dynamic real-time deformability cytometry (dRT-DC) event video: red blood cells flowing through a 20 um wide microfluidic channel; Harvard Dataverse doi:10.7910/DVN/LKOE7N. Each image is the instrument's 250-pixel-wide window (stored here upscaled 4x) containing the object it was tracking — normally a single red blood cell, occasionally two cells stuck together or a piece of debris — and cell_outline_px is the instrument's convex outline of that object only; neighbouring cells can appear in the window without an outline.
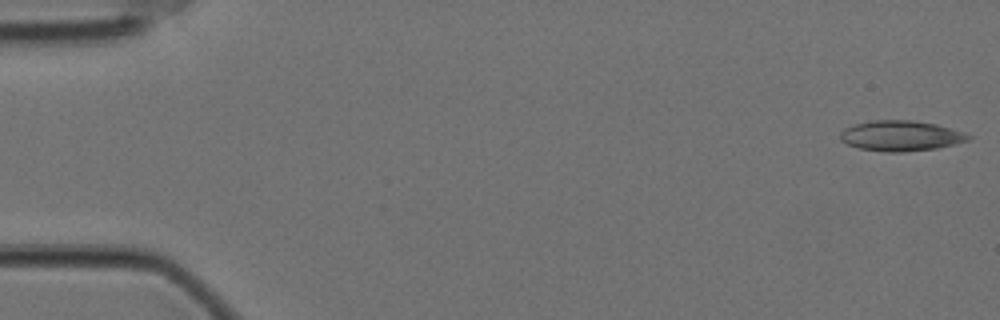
{"species": "Egyptian fruit bat (a non-hibernating species)", "species_latin": "Rousettus aegyptiacus", "temperature_condition": "cold", "stored_images_in_passage": 57, "camera_frame_rate_fps": 3000, "um_per_image_px": 0.085, "animal": {"sex": "female"}, "frame": {"image": 1, "passage_image": 1, "time_ms": 0.0, "image_size_px": [1000, 320], "cell_outline_px": [[972, 140], [936, 148], [900, 152], [884, 152], [860, 148], [848, 144], [840, 140], [840, 132], [844, 128], [856, 124], [872, 120], [912, 120], [936, 124], [964, 132], [972, 136]], "centroid_in_image_um": [76.58, 11.54], "position_along_channel_um": 8.4, "area_um2": 22.66}}
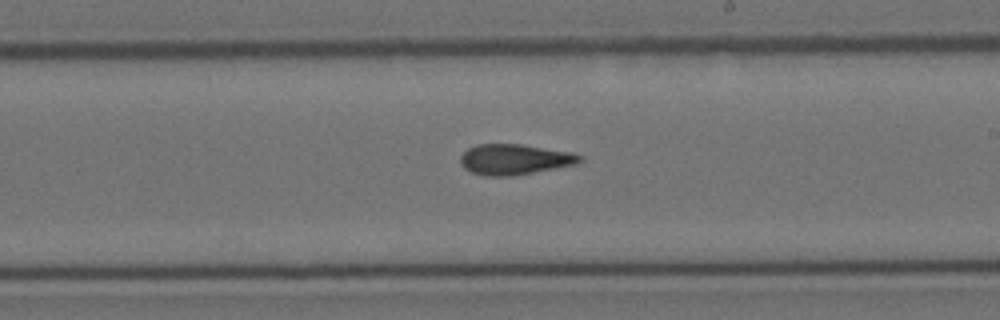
{"frame": {"image": 2, "passage_image": 33, "time_ms": 10.667, "image_size_px": [1000, 320], "cell_outline_px": [[584, 160], [576, 164], [512, 176], [484, 176], [472, 172], [464, 168], [460, 164], [460, 156], [468, 148], [476, 144], [520, 144], [572, 152], [584, 156]], "centroid_in_image_um": [43.74, 13.54], "position_along_channel_um": 245.3, "area_um2": 21.33}}
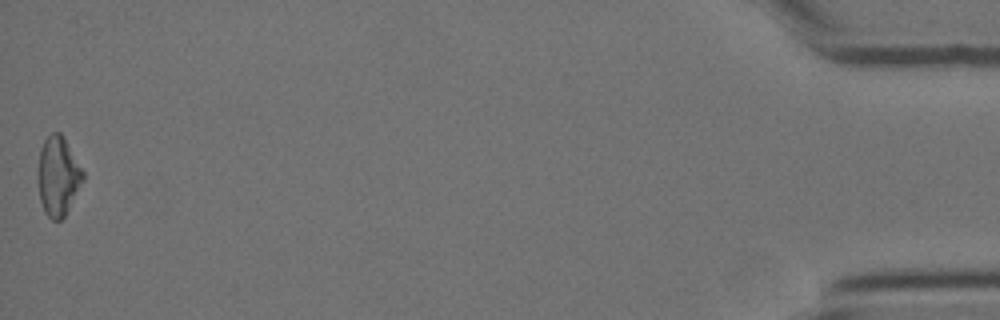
{"frame": {"image": 3, "passage_image": 57, "time_ms": 18.667, "image_size_px": [1000, 320], "cell_outline_px": [[84, 180], [64, 216], [60, 220], [52, 220], [44, 212], [40, 200], [36, 180], [36, 176], [40, 148], [44, 140], [52, 132], [60, 132], [64, 136], [84, 172]], "centroid_in_image_um": [4.91, 14.95], "position_along_channel_um": 430.3, "area_um2": 21.1}, "authors_computed_cell_mechanics": {"area_um2": 21.386, "velocity_mm_per_s": 3.5061, "shape_relaxation_time_tau1_ms": null, "shape_relaxation_time_tau2_ms": 5.3383, "deformation_change_tau1": null, "deformation_change_tau2": 0.1319}}